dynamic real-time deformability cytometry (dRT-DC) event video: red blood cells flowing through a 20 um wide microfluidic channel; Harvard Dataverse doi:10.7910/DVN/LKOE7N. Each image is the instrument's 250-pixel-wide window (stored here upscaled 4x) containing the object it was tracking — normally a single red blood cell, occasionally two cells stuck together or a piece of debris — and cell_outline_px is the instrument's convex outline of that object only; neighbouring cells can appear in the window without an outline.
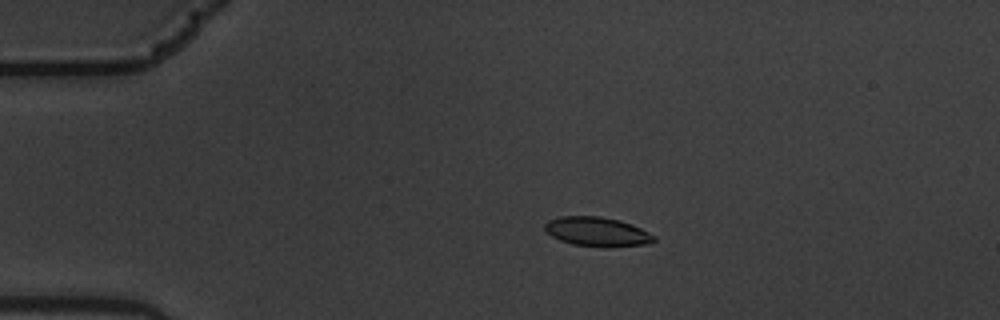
{"species": "common noctule bat (a hibernating species)", "species_latin": "Nyctalus noctula", "temperature_condition": "warm", "stored_images_in_passage": 57, "camera_frame_rate_fps": 3000, "um_per_image_px": 0.085, "animal": {"sex": "male", "body_mass_g": 19.5, "forearm_length_mm": 54.6}, "frame": {"image": 1, "passage_image": 12, "time_ms": 3.667, "image_size_px": [1000, 320], "cell_outline_px": [[656, 240], [644, 244], [572, 244], [560, 240], [552, 236], [544, 228], [544, 224], [548, 220], [560, 216], [600, 216], [620, 220], [632, 224], [656, 236]], "centroid_in_image_um": [50.7, 19.63], "position_along_channel_um": 34.3, "area_um2": 17.69}}
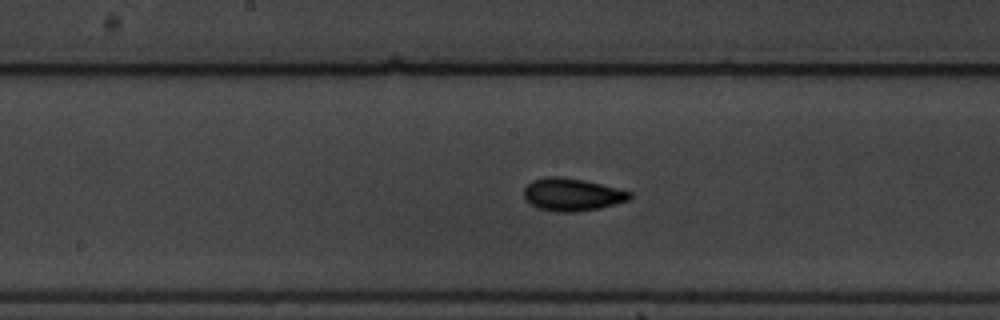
{"frame": {"image": 2, "passage_image": 30, "time_ms": 9.667, "image_size_px": [1000, 320], "cell_outline_px": [[632, 196], [628, 200], [616, 204], [600, 208], [576, 212], [552, 212], [536, 208], [524, 196], [524, 188], [532, 180], [544, 176], [560, 176], [584, 180], [632, 192]], "centroid_in_image_um": [48.61, 16.54], "position_along_channel_um": 199.6, "area_um2": 20.23}}
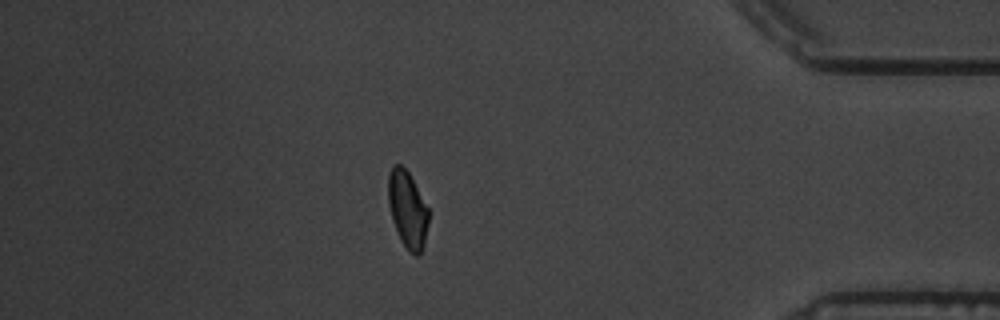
{"frame": {"image": 3, "passage_image": 50, "time_ms": 16.333, "image_size_px": [1000, 320], "cell_outline_px": [[428, 224], [424, 244], [420, 256], [416, 256], [408, 252], [400, 240], [392, 220], [388, 204], [388, 172], [392, 164], [400, 164], [408, 172], [428, 208]], "centroid_in_image_um": [34.62, 17.83], "position_along_channel_um": 400.6, "area_um2": 18.21}, "authors_computed_cell_mechanics": {"area_um2": 18.3226, "velocity_mm_per_s": 3.5431, "shape_relaxation_time_tau1_ms": 3.8744, "shape_relaxation_time_tau2_ms": 2.0885, "deformation_change_tau1": 0.1227, "deformation_change_tau2": 0.0549}}